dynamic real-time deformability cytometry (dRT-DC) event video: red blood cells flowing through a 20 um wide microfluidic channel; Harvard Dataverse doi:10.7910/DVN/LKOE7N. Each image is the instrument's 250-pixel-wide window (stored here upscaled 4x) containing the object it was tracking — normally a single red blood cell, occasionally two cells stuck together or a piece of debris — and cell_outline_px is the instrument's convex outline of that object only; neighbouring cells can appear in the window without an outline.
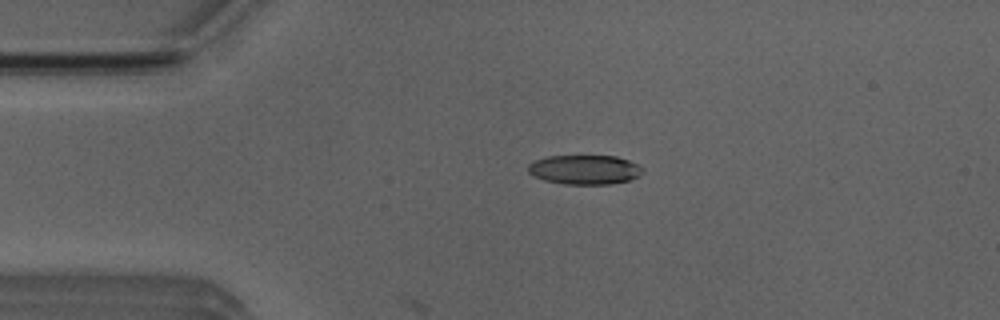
{"species": "Egyptian fruit bat (a non-hibernating species)", "species_latin": "Rousettus aegyptiacus", "temperature_condition": "room temperature", "stored_images_in_passage": 5, "camera_frame_rate_fps": 3000, "um_per_image_px": 0.085, "animal": {"sex": "male"}, "frame": {"image": 1, "passage_image": 2, "time_ms": 1.333, "image_size_px": [1000, 320], "cell_outline_px": [[644, 172], [628, 180], [608, 184], [564, 184], [544, 180], [532, 176], [528, 172], [528, 164], [536, 160], [548, 156], [616, 156], [628, 160], [644, 168]], "centroid_in_image_um": [49.67, 14.42], "position_along_channel_um": 35.3, "area_um2": 19.54}}